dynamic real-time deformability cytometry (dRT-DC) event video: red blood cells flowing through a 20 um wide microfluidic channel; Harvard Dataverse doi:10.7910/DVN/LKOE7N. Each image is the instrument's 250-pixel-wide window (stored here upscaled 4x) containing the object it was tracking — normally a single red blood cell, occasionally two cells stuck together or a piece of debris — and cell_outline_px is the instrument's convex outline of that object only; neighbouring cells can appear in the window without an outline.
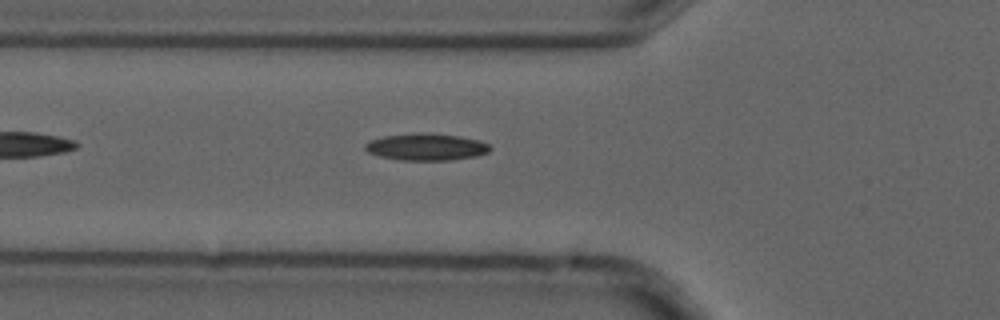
{"species": "common noctule bat (a hibernating species)", "species_latin": "Nyctalus noctula", "temperature_condition": "cold", "stored_images_in_passage": 5, "camera_frame_rate_fps": 3000, "um_per_image_px": 0.085, "animal": {"sex": "male", "forearm_length_mm": 52.5}, "frame": {"image": 1, "passage_image": 5, "time_ms": 1.333, "image_size_px": [1000, 320], "cell_outline_px": [[492, 148], [488, 152], [476, 156], [452, 160], [400, 160], [380, 156], [368, 152], [364, 148], [364, 144], [372, 140], [384, 136], [420, 132], [424, 132], [460, 136], [480, 140], [488, 144]], "centroid_in_image_um": [36.25, 12.48], "position_along_channel_um": 89.5, "area_um2": 19.65}}